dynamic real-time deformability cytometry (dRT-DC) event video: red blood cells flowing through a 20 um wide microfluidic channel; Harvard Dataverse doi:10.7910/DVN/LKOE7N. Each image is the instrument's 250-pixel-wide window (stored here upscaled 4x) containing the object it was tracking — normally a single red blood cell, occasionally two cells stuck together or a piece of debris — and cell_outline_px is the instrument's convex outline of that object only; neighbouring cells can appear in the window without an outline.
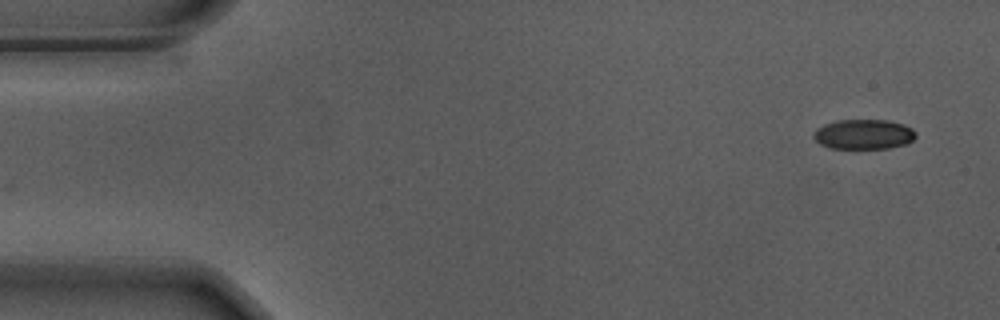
{"species": "Egyptian fruit bat (a non-hibernating species)", "species_latin": "Rousettus aegyptiacus", "temperature_condition": "warm", "stored_images_in_passage": 15, "camera_frame_rate_fps": 3000, "um_per_image_px": 0.085, "animal": {"sex": "male"}, "frame": {"image": 1, "passage_image": 1, "time_ms": 0.0, "image_size_px": [1000, 320], "cell_outline_px": [[916, 136], [912, 140], [904, 144], [888, 148], [832, 148], [820, 144], [812, 136], [812, 132], [816, 128], [824, 124], [836, 120], [888, 120], [904, 124], [912, 128], [916, 132]], "centroid_in_image_um": [73.39, 11.4], "position_along_channel_um": 11.6, "area_um2": 17.86}}
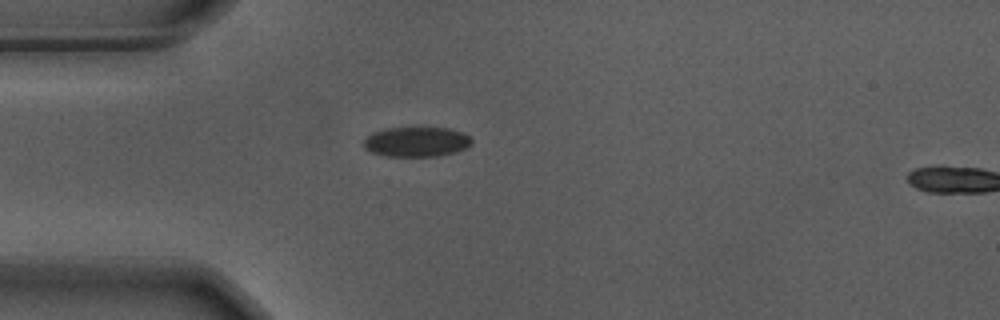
{"frame": {"image": 2, "passage_image": 13, "time_ms": 4.0, "image_size_px": [1000, 320], "cell_outline_px": [[472, 144], [456, 152], [440, 156], [388, 156], [372, 152], [364, 148], [364, 140], [372, 132], [388, 128], [452, 128], [464, 132], [472, 140]], "centroid_in_image_um": [35.43, 12.05], "position_along_channel_um": 49.6, "area_um2": 18.79}}